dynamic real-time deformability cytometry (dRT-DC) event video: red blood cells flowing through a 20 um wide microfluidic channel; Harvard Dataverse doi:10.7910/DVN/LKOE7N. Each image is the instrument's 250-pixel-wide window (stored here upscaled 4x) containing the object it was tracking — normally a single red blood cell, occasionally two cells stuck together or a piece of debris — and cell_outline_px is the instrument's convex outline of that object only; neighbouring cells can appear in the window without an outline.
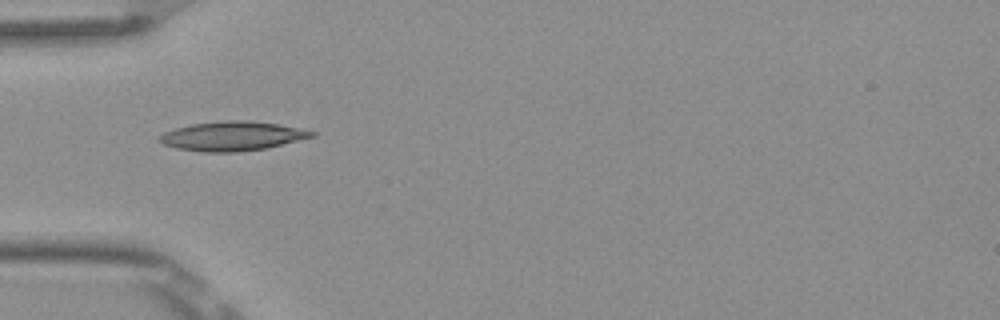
{"species": "Egyptian fruit bat (a non-hibernating species)", "species_latin": "Rousettus aegyptiacus", "temperature_condition": "room temperature", "stored_images_in_passage": 4, "camera_frame_rate_fps": 3000, "um_per_image_px": 0.085, "frame": {"image": 1, "passage_image": 1, "time_ms": 0.0, "image_size_px": [1000, 320], "cell_outline_px": [[316, 136], [268, 148], [236, 152], [200, 152], [176, 148], [164, 144], [160, 140], [160, 136], [164, 132], [176, 128], [192, 124], [224, 120], [244, 120], [276, 124], [300, 128], [316, 132]], "centroid_in_image_um": [19.77, 11.57], "position_along_channel_um": 65.2, "area_um2": 25.89}}
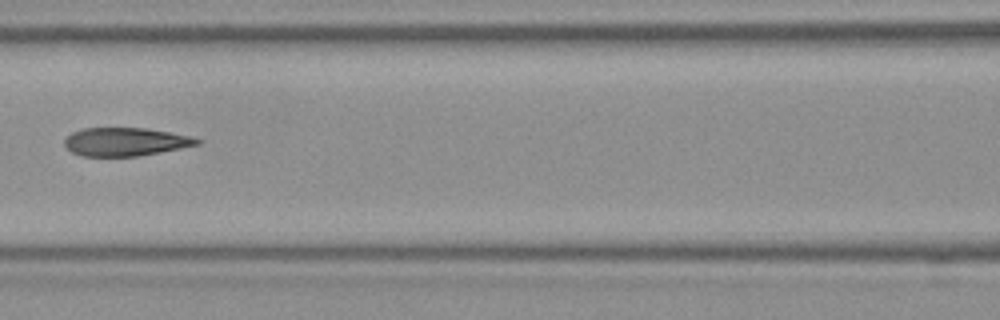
{"frame": {"image": 2, "passage_image": 3, "time_ms": 0.667, "image_size_px": [1000, 320], "cell_outline_px": [[200, 144], [140, 156], [80, 156], [72, 152], [64, 144], [64, 140], [72, 132], [84, 128], [148, 128], [188, 136], [200, 140]], "centroid_in_image_um": [10.62, 12.05], "position_along_channel_um": 156.0, "area_um2": 21.68}}
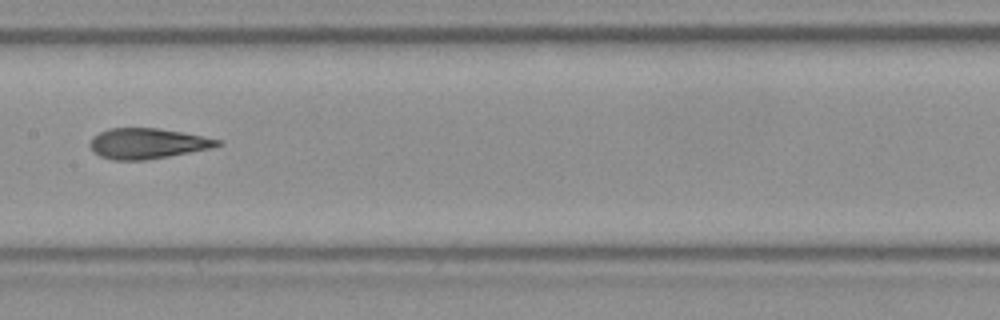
{"frame": {"image": 3, "passage_image": 4, "time_ms": 1.0, "image_size_px": [1000, 320], "cell_outline_px": [[224, 144], [212, 148], [168, 156], [144, 160], [112, 160], [100, 156], [92, 152], [88, 144], [92, 136], [108, 128], [160, 128], [224, 140]], "centroid_in_image_um": [12.52, 12.19], "position_along_channel_um": 194.9, "area_um2": 22.89}}